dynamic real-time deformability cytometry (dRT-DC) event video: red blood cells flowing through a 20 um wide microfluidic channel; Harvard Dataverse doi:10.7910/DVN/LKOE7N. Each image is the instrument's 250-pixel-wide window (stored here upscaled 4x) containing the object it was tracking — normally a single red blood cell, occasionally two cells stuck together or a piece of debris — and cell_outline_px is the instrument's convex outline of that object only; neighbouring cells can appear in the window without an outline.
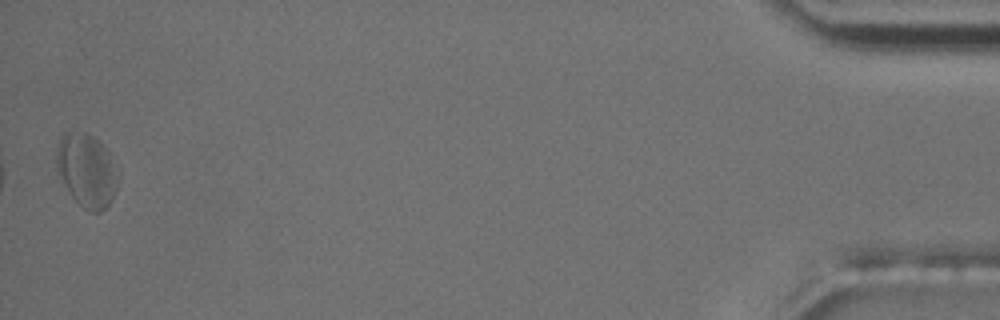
{"species": "common noctule bat (a hibernating species)", "species_latin": "Nyctalus noctula", "temperature_condition": "room temperature", "stored_images_in_passage": 39, "camera_frame_rate_fps": 3000, "um_per_image_px": 0.085, "animal": {"sex": "male", "body_mass_g": 17.5, "forearm_length_mm": 52.3}, "frame": {"image": 1, "passage_image": 39, "time_ms": 12.667, "image_size_px": [1000, 320], "cell_outline_px": [[120, 180], [112, 200], [100, 212], [92, 212], [84, 208], [72, 196], [56, 168], [56, 148], [64, 132], [84, 132], [92, 136], [108, 152], [120, 172]], "centroid_in_image_um": [7.4, 14.48], "position_along_channel_um": 427.8, "area_um2": 26.18}, "authors_computed_cell_mechanics": {"area_um2": 20.7502, "velocity_mm_per_s": 3.6928, "shape_relaxation_time_tau1_ms": 4.5271, "shape_relaxation_time_tau2_ms": 4.172, "deformation_change_tau1": 0.1445, "deformation_change_tau2": 0.129}}